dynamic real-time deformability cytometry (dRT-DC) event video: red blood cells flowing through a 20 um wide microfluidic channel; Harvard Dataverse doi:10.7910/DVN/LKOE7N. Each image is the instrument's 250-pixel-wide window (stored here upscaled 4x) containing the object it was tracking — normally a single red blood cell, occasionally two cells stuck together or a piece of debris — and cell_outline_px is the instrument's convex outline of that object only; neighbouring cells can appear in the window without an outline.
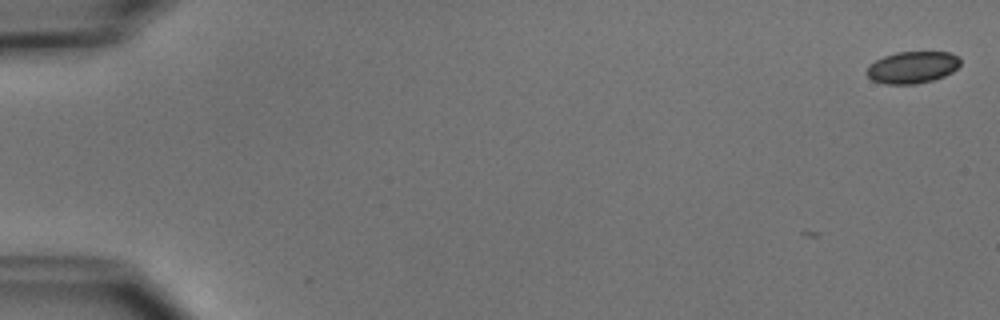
{"species": "common noctule bat (a hibernating species)", "species_latin": "Nyctalus noctula", "temperature_condition": "cold", "stored_images_in_passage": 6, "camera_frame_rate_fps": 3000, "um_per_image_px": 0.085, "animal": {"sex": "male", "body_mass_g": 15.6}, "frame": {"image": 1, "passage_image": 1, "time_ms": 0.0, "image_size_px": [1000, 320], "cell_outline_px": [[960, 64], [952, 72], [944, 76], [932, 80], [916, 84], [884, 84], [872, 80], [868, 76], [868, 68], [876, 60], [884, 56], [896, 52], [952, 52], [960, 56]], "centroid_in_image_um": [77.59, 5.72], "position_along_channel_um": 7.4, "area_um2": 17.34}}